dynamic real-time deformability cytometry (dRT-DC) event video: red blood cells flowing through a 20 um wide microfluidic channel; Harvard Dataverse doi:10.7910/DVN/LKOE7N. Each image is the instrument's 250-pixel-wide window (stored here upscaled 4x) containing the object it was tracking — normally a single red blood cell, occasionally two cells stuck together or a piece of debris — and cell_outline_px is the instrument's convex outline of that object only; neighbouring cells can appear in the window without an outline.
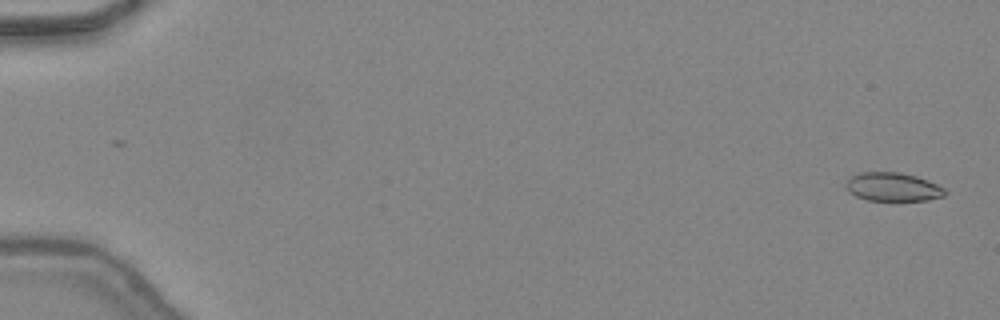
{"species": "common noctule bat (a hibernating species)", "species_latin": "Nyctalus noctula", "temperature_condition": "warm", "stored_images_in_passage": 48, "camera_frame_rate_fps": 3000, "um_per_image_px": 0.085, "animal": {"sex": "female", "body_mass_g": 24.6, "forearm_length_mm": 56.2}, "frame": {"image": 1, "passage_image": 2, "time_ms": 0.333, "image_size_px": [1000, 320], "cell_outline_px": [[948, 192], [944, 196], [928, 200], [868, 200], [856, 196], [848, 192], [848, 180], [852, 176], [860, 172], [900, 172], [916, 176], [928, 180], [944, 188]], "centroid_in_image_um": [75.93, 15.89], "position_along_channel_um": 9.1, "area_um2": 16.36}}
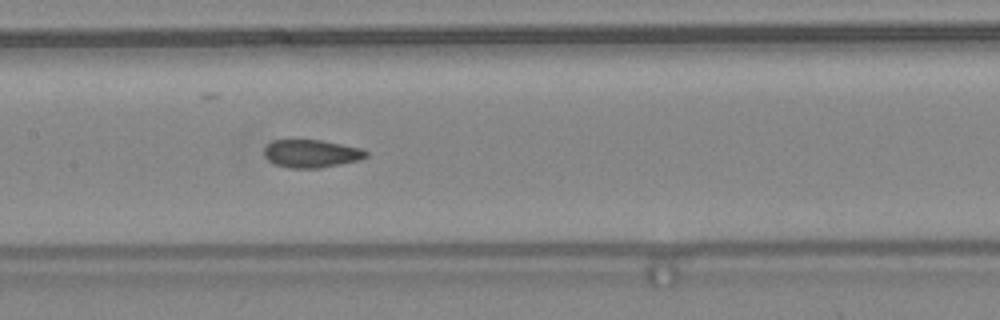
{"frame": {"image": 2, "passage_image": 25, "time_ms": 8.0, "image_size_px": [1000, 320], "cell_outline_px": [[368, 156], [360, 160], [320, 168], [288, 168], [276, 164], [268, 160], [264, 156], [264, 148], [272, 140], [320, 140], [360, 148], [368, 152]], "centroid_in_image_um": [26.45, 13.06], "position_along_channel_um": 180.9, "area_um2": 16.53}}
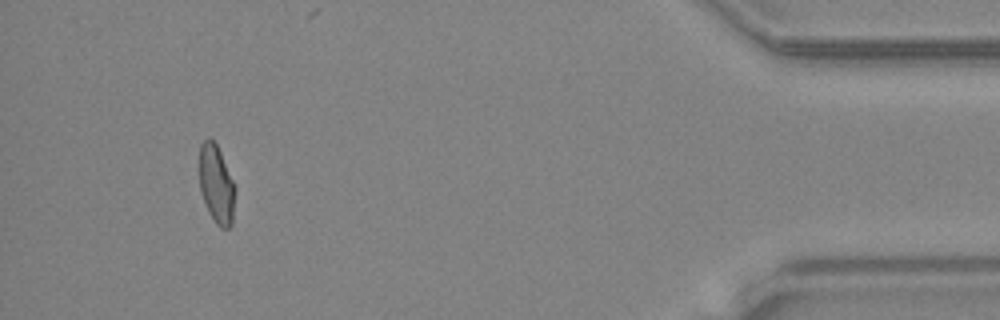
{"frame": {"image": 3, "passage_image": 45, "time_ms": 14.667, "image_size_px": [1000, 320], "cell_outline_px": [[236, 192], [232, 224], [228, 228], [220, 228], [216, 224], [208, 212], [200, 192], [200, 144], [208, 136], [216, 144], [220, 152], [236, 188]], "centroid_in_image_um": [18.4, 15.7], "position_along_channel_um": 416.8, "area_um2": 16.42}, "authors_computed_cell_mechanics": {"area_um2": 17.1088, "velocity_mm_per_s": 4.4678, "shape_relaxation_time_tau1_ms": null, "shape_relaxation_time_tau2_ms": 1.1311, "deformation_change_tau1": null, "deformation_change_tau2": 0.0421}}